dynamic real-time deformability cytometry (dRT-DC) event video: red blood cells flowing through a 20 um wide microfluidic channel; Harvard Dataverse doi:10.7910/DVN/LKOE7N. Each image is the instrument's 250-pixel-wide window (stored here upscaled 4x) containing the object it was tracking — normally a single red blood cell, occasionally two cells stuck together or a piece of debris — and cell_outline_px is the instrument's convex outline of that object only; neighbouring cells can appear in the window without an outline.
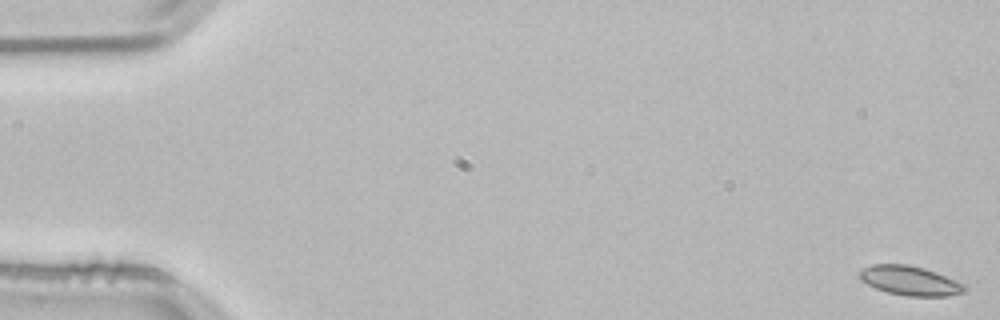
{"species": "common noctule bat (a hibernating species)", "species_latin": "Nyctalus noctula", "temperature_condition": "room temperature", "stored_images_in_passage": 28, "camera_frame_rate_fps": 3000, "um_per_image_px": 0.085, "animal": {"sex": "male", "body_mass_g": 21.5, "forearm_length_mm": 52.0}, "frame": {"image": 1, "passage_image": 1, "time_ms": 0.0, "image_size_px": [1000, 320], "cell_outline_px": [[968, 288], [964, 292], [948, 296], [908, 296], [888, 292], [876, 288], [860, 280], [860, 272], [864, 268], [872, 264], [908, 264], [924, 268], [936, 272], [964, 284]], "centroid_in_image_um": [77.37, 23.85], "position_along_channel_um": 7.6, "area_um2": 17.86}}
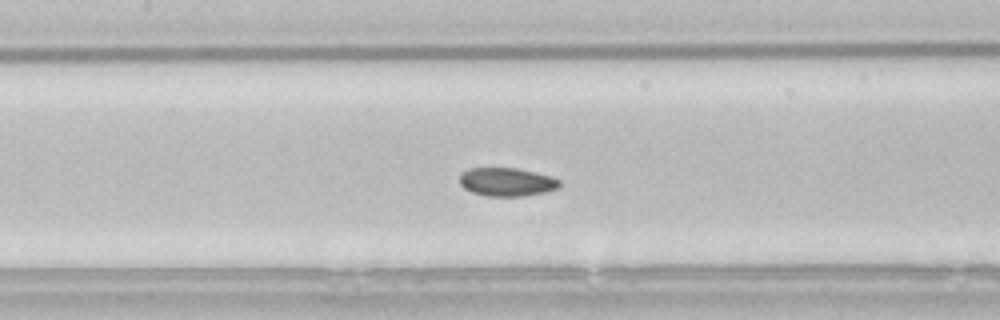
{"frame": {"image": 2, "passage_image": 25, "time_ms": 8.0, "image_size_px": [1000, 320], "cell_outline_px": [[560, 184], [556, 188], [544, 192], [524, 196], [484, 196], [472, 192], [464, 188], [460, 184], [460, 176], [468, 168], [516, 168], [536, 172], [552, 176], [560, 180]], "centroid_in_image_um": [43.07, 15.46], "position_along_channel_um": 164.3, "area_um2": 16.53}}
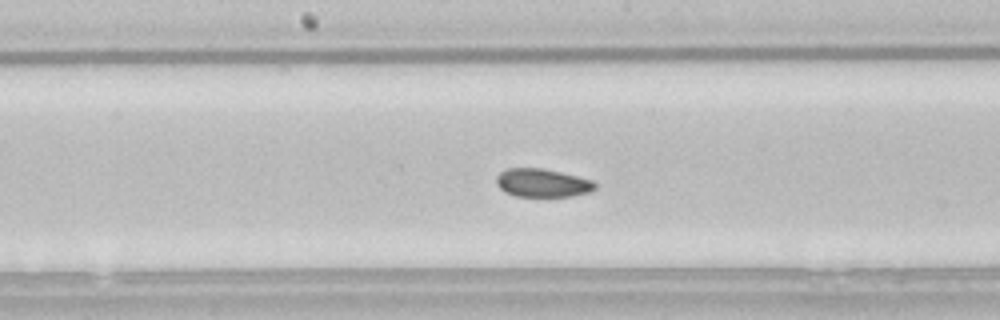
{"frame": {"image": 3, "passage_image": 28, "time_ms": 9.0, "image_size_px": [1000, 320], "cell_outline_px": [[596, 188], [588, 192], [572, 196], [516, 196], [500, 188], [496, 184], [496, 176], [500, 172], [508, 168], [540, 168], [560, 172], [592, 180], [596, 184]], "centroid_in_image_um": [46.09, 15.54], "position_along_channel_um": 202.1, "area_um2": 16.07}}